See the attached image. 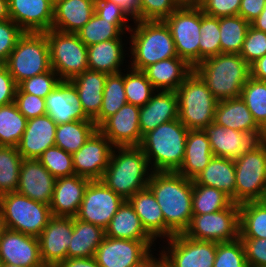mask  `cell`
Returning <instances> with one entry per match:
<instances>
[{
    "mask_svg": "<svg viewBox=\"0 0 266 267\" xmlns=\"http://www.w3.org/2000/svg\"><path fill=\"white\" fill-rule=\"evenodd\" d=\"M148 187L164 217V239L184 233L193 216V180L173 171L152 172Z\"/></svg>",
    "mask_w": 266,
    "mask_h": 267,
    "instance_id": "1",
    "label": "cell"
},
{
    "mask_svg": "<svg viewBox=\"0 0 266 267\" xmlns=\"http://www.w3.org/2000/svg\"><path fill=\"white\" fill-rule=\"evenodd\" d=\"M152 169L139 146L113 147L101 181L124 200L148 186Z\"/></svg>",
    "mask_w": 266,
    "mask_h": 267,
    "instance_id": "2",
    "label": "cell"
},
{
    "mask_svg": "<svg viewBox=\"0 0 266 267\" xmlns=\"http://www.w3.org/2000/svg\"><path fill=\"white\" fill-rule=\"evenodd\" d=\"M128 35L130 68L143 71L158 61L178 57L170 30L164 21H134Z\"/></svg>",
    "mask_w": 266,
    "mask_h": 267,
    "instance_id": "3",
    "label": "cell"
},
{
    "mask_svg": "<svg viewBox=\"0 0 266 267\" xmlns=\"http://www.w3.org/2000/svg\"><path fill=\"white\" fill-rule=\"evenodd\" d=\"M218 100L238 98L250 77V65L239 54L221 53L193 69Z\"/></svg>",
    "mask_w": 266,
    "mask_h": 267,
    "instance_id": "4",
    "label": "cell"
},
{
    "mask_svg": "<svg viewBox=\"0 0 266 267\" xmlns=\"http://www.w3.org/2000/svg\"><path fill=\"white\" fill-rule=\"evenodd\" d=\"M188 131L179 119H175L162 123L143 136L139 147L153 172H176L180 168Z\"/></svg>",
    "mask_w": 266,
    "mask_h": 267,
    "instance_id": "5",
    "label": "cell"
},
{
    "mask_svg": "<svg viewBox=\"0 0 266 267\" xmlns=\"http://www.w3.org/2000/svg\"><path fill=\"white\" fill-rule=\"evenodd\" d=\"M178 119L189 130H203L214 122L218 100L193 70L176 90Z\"/></svg>",
    "mask_w": 266,
    "mask_h": 267,
    "instance_id": "6",
    "label": "cell"
},
{
    "mask_svg": "<svg viewBox=\"0 0 266 267\" xmlns=\"http://www.w3.org/2000/svg\"><path fill=\"white\" fill-rule=\"evenodd\" d=\"M235 164V203L263 200L266 195V140H258Z\"/></svg>",
    "mask_w": 266,
    "mask_h": 267,
    "instance_id": "7",
    "label": "cell"
},
{
    "mask_svg": "<svg viewBox=\"0 0 266 267\" xmlns=\"http://www.w3.org/2000/svg\"><path fill=\"white\" fill-rule=\"evenodd\" d=\"M5 228L38 237L52 217L50 206L18 192L0 196Z\"/></svg>",
    "mask_w": 266,
    "mask_h": 267,
    "instance_id": "8",
    "label": "cell"
},
{
    "mask_svg": "<svg viewBox=\"0 0 266 267\" xmlns=\"http://www.w3.org/2000/svg\"><path fill=\"white\" fill-rule=\"evenodd\" d=\"M5 65L17 85L28 78L49 71L51 65L46 34L24 32Z\"/></svg>",
    "mask_w": 266,
    "mask_h": 267,
    "instance_id": "9",
    "label": "cell"
},
{
    "mask_svg": "<svg viewBox=\"0 0 266 267\" xmlns=\"http://www.w3.org/2000/svg\"><path fill=\"white\" fill-rule=\"evenodd\" d=\"M51 68L61 80H70L88 68L87 46L76 33L55 29L46 32Z\"/></svg>",
    "mask_w": 266,
    "mask_h": 267,
    "instance_id": "10",
    "label": "cell"
},
{
    "mask_svg": "<svg viewBox=\"0 0 266 267\" xmlns=\"http://www.w3.org/2000/svg\"><path fill=\"white\" fill-rule=\"evenodd\" d=\"M163 21L170 30L178 57L194 69L199 64L200 7L179 6Z\"/></svg>",
    "mask_w": 266,
    "mask_h": 267,
    "instance_id": "11",
    "label": "cell"
},
{
    "mask_svg": "<svg viewBox=\"0 0 266 267\" xmlns=\"http://www.w3.org/2000/svg\"><path fill=\"white\" fill-rule=\"evenodd\" d=\"M162 243L165 245L160 244L158 252L164 267H213L217 242L191 239L179 233Z\"/></svg>",
    "mask_w": 266,
    "mask_h": 267,
    "instance_id": "12",
    "label": "cell"
},
{
    "mask_svg": "<svg viewBox=\"0 0 266 267\" xmlns=\"http://www.w3.org/2000/svg\"><path fill=\"white\" fill-rule=\"evenodd\" d=\"M196 240L231 242L239 238V204L206 213L193 215L189 227L183 233Z\"/></svg>",
    "mask_w": 266,
    "mask_h": 267,
    "instance_id": "13",
    "label": "cell"
},
{
    "mask_svg": "<svg viewBox=\"0 0 266 267\" xmlns=\"http://www.w3.org/2000/svg\"><path fill=\"white\" fill-rule=\"evenodd\" d=\"M155 241L105 236L94 257L99 267H135L157 251Z\"/></svg>",
    "mask_w": 266,
    "mask_h": 267,
    "instance_id": "14",
    "label": "cell"
},
{
    "mask_svg": "<svg viewBox=\"0 0 266 267\" xmlns=\"http://www.w3.org/2000/svg\"><path fill=\"white\" fill-rule=\"evenodd\" d=\"M124 201L101 180L90 181L75 218L105 230Z\"/></svg>",
    "mask_w": 266,
    "mask_h": 267,
    "instance_id": "15",
    "label": "cell"
},
{
    "mask_svg": "<svg viewBox=\"0 0 266 267\" xmlns=\"http://www.w3.org/2000/svg\"><path fill=\"white\" fill-rule=\"evenodd\" d=\"M113 147L111 142L97 129L73 154L75 175L91 181L101 180L108 167Z\"/></svg>",
    "mask_w": 266,
    "mask_h": 267,
    "instance_id": "16",
    "label": "cell"
},
{
    "mask_svg": "<svg viewBox=\"0 0 266 267\" xmlns=\"http://www.w3.org/2000/svg\"><path fill=\"white\" fill-rule=\"evenodd\" d=\"M73 234V218L52 216L38 236L40 256L45 267H57L67 259Z\"/></svg>",
    "mask_w": 266,
    "mask_h": 267,
    "instance_id": "17",
    "label": "cell"
},
{
    "mask_svg": "<svg viewBox=\"0 0 266 267\" xmlns=\"http://www.w3.org/2000/svg\"><path fill=\"white\" fill-rule=\"evenodd\" d=\"M139 112V106L127 103L97 129L114 147L140 146Z\"/></svg>",
    "mask_w": 266,
    "mask_h": 267,
    "instance_id": "18",
    "label": "cell"
},
{
    "mask_svg": "<svg viewBox=\"0 0 266 267\" xmlns=\"http://www.w3.org/2000/svg\"><path fill=\"white\" fill-rule=\"evenodd\" d=\"M0 260L24 267H45L38 237L9 229H5L0 238Z\"/></svg>",
    "mask_w": 266,
    "mask_h": 267,
    "instance_id": "19",
    "label": "cell"
},
{
    "mask_svg": "<svg viewBox=\"0 0 266 267\" xmlns=\"http://www.w3.org/2000/svg\"><path fill=\"white\" fill-rule=\"evenodd\" d=\"M10 19L24 32L44 33L52 28L54 5L49 0H8Z\"/></svg>",
    "mask_w": 266,
    "mask_h": 267,
    "instance_id": "20",
    "label": "cell"
},
{
    "mask_svg": "<svg viewBox=\"0 0 266 267\" xmlns=\"http://www.w3.org/2000/svg\"><path fill=\"white\" fill-rule=\"evenodd\" d=\"M56 178L38 159H23L16 192L34 201L50 205Z\"/></svg>",
    "mask_w": 266,
    "mask_h": 267,
    "instance_id": "21",
    "label": "cell"
},
{
    "mask_svg": "<svg viewBox=\"0 0 266 267\" xmlns=\"http://www.w3.org/2000/svg\"><path fill=\"white\" fill-rule=\"evenodd\" d=\"M46 114L56 124L89 119L81 106L79 95L69 80H62L45 98Z\"/></svg>",
    "mask_w": 266,
    "mask_h": 267,
    "instance_id": "22",
    "label": "cell"
},
{
    "mask_svg": "<svg viewBox=\"0 0 266 267\" xmlns=\"http://www.w3.org/2000/svg\"><path fill=\"white\" fill-rule=\"evenodd\" d=\"M214 123L249 134L255 141L262 140L266 133L257 125L252 113L241 97L217 102Z\"/></svg>",
    "mask_w": 266,
    "mask_h": 267,
    "instance_id": "23",
    "label": "cell"
},
{
    "mask_svg": "<svg viewBox=\"0 0 266 267\" xmlns=\"http://www.w3.org/2000/svg\"><path fill=\"white\" fill-rule=\"evenodd\" d=\"M56 122L47 114L27 120L17 150L23 159H37L46 149L55 146Z\"/></svg>",
    "mask_w": 266,
    "mask_h": 267,
    "instance_id": "24",
    "label": "cell"
},
{
    "mask_svg": "<svg viewBox=\"0 0 266 267\" xmlns=\"http://www.w3.org/2000/svg\"><path fill=\"white\" fill-rule=\"evenodd\" d=\"M90 181L78 175L56 178L49 205L52 216L75 218Z\"/></svg>",
    "mask_w": 266,
    "mask_h": 267,
    "instance_id": "25",
    "label": "cell"
},
{
    "mask_svg": "<svg viewBox=\"0 0 266 267\" xmlns=\"http://www.w3.org/2000/svg\"><path fill=\"white\" fill-rule=\"evenodd\" d=\"M178 107L176 91L157 90L151 99L140 107L139 128L142 138L162 123L178 119Z\"/></svg>",
    "mask_w": 266,
    "mask_h": 267,
    "instance_id": "26",
    "label": "cell"
},
{
    "mask_svg": "<svg viewBox=\"0 0 266 267\" xmlns=\"http://www.w3.org/2000/svg\"><path fill=\"white\" fill-rule=\"evenodd\" d=\"M127 44H129V40L124 38L107 40L87 46L88 68L106 74H114L126 70L125 68L129 67V65L126 66L124 64L127 62L125 58H129Z\"/></svg>",
    "mask_w": 266,
    "mask_h": 267,
    "instance_id": "27",
    "label": "cell"
},
{
    "mask_svg": "<svg viewBox=\"0 0 266 267\" xmlns=\"http://www.w3.org/2000/svg\"><path fill=\"white\" fill-rule=\"evenodd\" d=\"M203 132L208 137L215 157L235 160L255 142L247 133L225 128L214 122L207 125Z\"/></svg>",
    "mask_w": 266,
    "mask_h": 267,
    "instance_id": "28",
    "label": "cell"
},
{
    "mask_svg": "<svg viewBox=\"0 0 266 267\" xmlns=\"http://www.w3.org/2000/svg\"><path fill=\"white\" fill-rule=\"evenodd\" d=\"M107 74L87 69L69 81L78 92L85 115L94 120L100 112Z\"/></svg>",
    "mask_w": 266,
    "mask_h": 267,
    "instance_id": "29",
    "label": "cell"
},
{
    "mask_svg": "<svg viewBox=\"0 0 266 267\" xmlns=\"http://www.w3.org/2000/svg\"><path fill=\"white\" fill-rule=\"evenodd\" d=\"M95 13V0H62L54 6L52 29L78 32Z\"/></svg>",
    "mask_w": 266,
    "mask_h": 267,
    "instance_id": "30",
    "label": "cell"
},
{
    "mask_svg": "<svg viewBox=\"0 0 266 267\" xmlns=\"http://www.w3.org/2000/svg\"><path fill=\"white\" fill-rule=\"evenodd\" d=\"M192 71L180 57L158 61L143 70L153 87L163 91H176Z\"/></svg>",
    "mask_w": 266,
    "mask_h": 267,
    "instance_id": "31",
    "label": "cell"
},
{
    "mask_svg": "<svg viewBox=\"0 0 266 267\" xmlns=\"http://www.w3.org/2000/svg\"><path fill=\"white\" fill-rule=\"evenodd\" d=\"M213 158L208 137L203 130H189L182 165L176 171L190 180L200 174Z\"/></svg>",
    "mask_w": 266,
    "mask_h": 267,
    "instance_id": "32",
    "label": "cell"
},
{
    "mask_svg": "<svg viewBox=\"0 0 266 267\" xmlns=\"http://www.w3.org/2000/svg\"><path fill=\"white\" fill-rule=\"evenodd\" d=\"M142 222L144 229L156 240L164 239V217L150 188L139 190L127 200ZM158 238V239H157Z\"/></svg>",
    "mask_w": 266,
    "mask_h": 267,
    "instance_id": "33",
    "label": "cell"
},
{
    "mask_svg": "<svg viewBox=\"0 0 266 267\" xmlns=\"http://www.w3.org/2000/svg\"><path fill=\"white\" fill-rule=\"evenodd\" d=\"M193 183L219 189L235 203L234 160L213 156L205 169L193 179Z\"/></svg>",
    "mask_w": 266,
    "mask_h": 267,
    "instance_id": "34",
    "label": "cell"
},
{
    "mask_svg": "<svg viewBox=\"0 0 266 267\" xmlns=\"http://www.w3.org/2000/svg\"><path fill=\"white\" fill-rule=\"evenodd\" d=\"M129 21L132 20L102 19L94 13L91 19L76 34L86 46L112 39H123L132 28L131 23L129 25Z\"/></svg>",
    "mask_w": 266,
    "mask_h": 267,
    "instance_id": "35",
    "label": "cell"
},
{
    "mask_svg": "<svg viewBox=\"0 0 266 267\" xmlns=\"http://www.w3.org/2000/svg\"><path fill=\"white\" fill-rule=\"evenodd\" d=\"M105 236L130 240H155L143 227L130 203L125 200L112 217Z\"/></svg>",
    "mask_w": 266,
    "mask_h": 267,
    "instance_id": "36",
    "label": "cell"
},
{
    "mask_svg": "<svg viewBox=\"0 0 266 267\" xmlns=\"http://www.w3.org/2000/svg\"><path fill=\"white\" fill-rule=\"evenodd\" d=\"M105 237L102 227L73 218V234L67 249V258H90Z\"/></svg>",
    "mask_w": 266,
    "mask_h": 267,
    "instance_id": "37",
    "label": "cell"
},
{
    "mask_svg": "<svg viewBox=\"0 0 266 267\" xmlns=\"http://www.w3.org/2000/svg\"><path fill=\"white\" fill-rule=\"evenodd\" d=\"M97 130L93 120H78L56 126L55 146L70 154L77 152Z\"/></svg>",
    "mask_w": 266,
    "mask_h": 267,
    "instance_id": "38",
    "label": "cell"
},
{
    "mask_svg": "<svg viewBox=\"0 0 266 267\" xmlns=\"http://www.w3.org/2000/svg\"><path fill=\"white\" fill-rule=\"evenodd\" d=\"M239 238L266 239V202L264 200L239 204Z\"/></svg>",
    "mask_w": 266,
    "mask_h": 267,
    "instance_id": "39",
    "label": "cell"
},
{
    "mask_svg": "<svg viewBox=\"0 0 266 267\" xmlns=\"http://www.w3.org/2000/svg\"><path fill=\"white\" fill-rule=\"evenodd\" d=\"M124 72L107 74L102 106L99 115L93 120L98 128L107 118L114 115L123 105L127 104L124 89Z\"/></svg>",
    "mask_w": 266,
    "mask_h": 267,
    "instance_id": "40",
    "label": "cell"
},
{
    "mask_svg": "<svg viewBox=\"0 0 266 267\" xmlns=\"http://www.w3.org/2000/svg\"><path fill=\"white\" fill-rule=\"evenodd\" d=\"M27 120L14 102L0 106V146L17 147L25 131Z\"/></svg>",
    "mask_w": 266,
    "mask_h": 267,
    "instance_id": "41",
    "label": "cell"
},
{
    "mask_svg": "<svg viewBox=\"0 0 266 267\" xmlns=\"http://www.w3.org/2000/svg\"><path fill=\"white\" fill-rule=\"evenodd\" d=\"M250 23L240 15L219 18L221 53L239 54Z\"/></svg>",
    "mask_w": 266,
    "mask_h": 267,
    "instance_id": "42",
    "label": "cell"
},
{
    "mask_svg": "<svg viewBox=\"0 0 266 267\" xmlns=\"http://www.w3.org/2000/svg\"><path fill=\"white\" fill-rule=\"evenodd\" d=\"M233 203L232 199L221 190L193 183V215H202L220 211L230 207Z\"/></svg>",
    "mask_w": 266,
    "mask_h": 267,
    "instance_id": "43",
    "label": "cell"
},
{
    "mask_svg": "<svg viewBox=\"0 0 266 267\" xmlns=\"http://www.w3.org/2000/svg\"><path fill=\"white\" fill-rule=\"evenodd\" d=\"M23 157L13 146H0V196L16 192Z\"/></svg>",
    "mask_w": 266,
    "mask_h": 267,
    "instance_id": "44",
    "label": "cell"
},
{
    "mask_svg": "<svg viewBox=\"0 0 266 267\" xmlns=\"http://www.w3.org/2000/svg\"><path fill=\"white\" fill-rule=\"evenodd\" d=\"M240 97L257 125L266 133V81L250 76L243 86Z\"/></svg>",
    "mask_w": 266,
    "mask_h": 267,
    "instance_id": "45",
    "label": "cell"
},
{
    "mask_svg": "<svg viewBox=\"0 0 266 267\" xmlns=\"http://www.w3.org/2000/svg\"><path fill=\"white\" fill-rule=\"evenodd\" d=\"M124 89L128 104L144 106L157 91L143 71L126 68Z\"/></svg>",
    "mask_w": 266,
    "mask_h": 267,
    "instance_id": "46",
    "label": "cell"
},
{
    "mask_svg": "<svg viewBox=\"0 0 266 267\" xmlns=\"http://www.w3.org/2000/svg\"><path fill=\"white\" fill-rule=\"evenodd\" d=\"M199 64L210 57L221 54L219 18L203 13L200 7Z\"/></svg>",
    "mask_w": 266,
    "mask_h": 267,
    "instance_id": "47",
    "label": "cell"
},
{
    "mask_svg": "<svg viewBox=\"0 0 266 267\" xmlns=\"http://www.w3.org/2000/svg\"><path fill=\"white\" fill-rule=\"evenodd\" d=\"M37 159L55 178L75 175L73 155L60 147L46 149Z\"/></svg>",
    "mask_w": 266,
    "mask_h": 267,
    "instance_id": "48",
    "label": "cell"
},
{
    "mask_svg": "<svg viewBox=\"0 0 266 267\" xmlns=\"http://www.w3.org/2000/svg\"><path fill=\"white\" fill-rule=\"evenodd\" d=\"M213 267H248L242 241L217 242Z\"/></svg>",
    "mask_w": 266,
    "mask_h": 267,
    "instance_id": "49",
    "label": "cell"
},
{
    "mask_svg": "<svg viewBox=\"0 0 266 267\" xmlns=\"http://www.w3.org/2000/svg\"><path fill=\"white\" fill-rule=\"evenodd\" d=\"M61 81L57 73L51 68L45 73L20 82L17 85V89L20 92L29 93L45 99Z\"/></svg>",
    "mask_w": 266,
    "mask_h": 267,
    "instance_id": "50",
    "label": "cell"
},
{
    "mask_svg": "<svg viewBox=\"0 0 266 267\" xmlns=\"http://www.w3.org/2000/svg\"><path fill=\"white\" fill-rule=\"evenodd\" d=\"M266 54V33L249 26L239 55L251 65Z\"/></svg>",
    "mask_w": 266,
    "mask_h": 267,
    "instance_id": "51",
    "label": "cell"
},
{
    "mask_svg": "<svg viewBox=\"0 0 266 267\" xmlns=\"http://www.w3.org/2000/svg\"><path fill=\"white\" fill-rule=\"evenodd\" d=\"M179 6L176 0H140V21H163Z\"/></svg>",
    "mask_w": 266,
    "mask_h": 267,
    "instance_id": "52",
    "label": "cell"
},
{
    "mask_svg": "<svg viewBox=\"0 0 266 267\" xmlns=\"http://www.w3.org/2000/svg\"><path fill=\"white\" fill-rule=\"evenodd\" d=\"M24 31L11 19L0 21V64H5Z\"/></svg>",
    "mask_w": 266,
    "mask_h": 267,
    "instance_id": "53",
    "label": "cell"
},
{
    "mask_svg": "<svg viewBox=\"0 0 266 267\" xmlns=\"http://www.w3.org/2000/svg\"><path fill=\"white\" fill-rule=\"evenodd\" d=\"M18 110L27 118H35L46 114L45 99L16 90L14 99Z\"/></svg>",
    "mask_w": 266,
    "mask_h": 267,
    "instance_id": "54",
    "label": "cell"
},
{
    "mask_svg": "<svg viewBox=\"0 0 266 267\" xmlns=\"http://www.w3.org/2000/svg\"><path fill=\"white\" fill-rule=\"evenodd\" d=\"M248 267H266V239L240 238Z\"/></svg>",
    "mask_w": 266,
    "mask_h": 267,
    "instance_id": "55",
    "label": "cell"
},
{
    "mask_svg": "<svg viewBox=\"0 0 266 267\" xmlns=\"http://www.w3.org/2000/svg\"><path fill=\"white\" fill-rule=\"evenodd\" d=\"M241 0H207L201 9L211 17H227L239 14Z\"/></svg>",
    "mask_w": 266,
    "mask_h": 267,
    "instance_id": "56",
    "label": "cell"
},
{
    "mask_svg": "<svg viewBox=\"0 0 266 267\" xmlns=\"http://www.w3.org/2000/svg\"><path fill=\"white\" fill-rule=\"evenodd\" d=\"M17 84L5 64H0V106L14 102Z\"/></svg>",
    "mask_w": 266,
    "mask_h": 267,
    "instance_id": "57",
    "label": "cell"
},
{
    "mask_svg": "<svg viewBox=\"0 0 266 267\" xmlns=\"http://www.w3.org/2000/svg\"><path fill=\"white\" fill-rule=\"evenodd\" d=\"M95 13L107 20H131L120 6L108 0H95Z\"/></svg>",
    "mask_w": 266,
    "mask_h": 267,
    "instance_id": "58",
    "label": "cell"
},
{
    "mask_svg": "<svg viewBox=\"0 0 266 267\" xmlns=\"http://www.w3.org/2000/svg\"><path fill=\"white\" fill-rule=\"evenodd\" d=\"M265 4L266 0H241L238 15L251 23L261 14Z\"/></svg>",
    "mask_w": 266,
    "mask_h": 267,
    "instance_id": "59",
    "label": "cell"
},
{
    "mask_svg": "<svg viewBox=\"0 0 266 267\" xmlns=\"http://www.w3.org/2000/svg\"><path fill=\"white\" fill-rule=\"evenodd\" d=\"M120 6L127 16L134 21H140V0H108Z\"/></svg>",
    "mask_w": 266,
    "mask_h": 267,
    "instance_id": "60",
    "label": "cell"
},
{
    "mask_svg": "<svg viewBox=\"0 0 266 267\" xmlns=\"http://www.w3.org/2000/svg\"><path fill=\"white\" fill-rule=\"evenodd\" d=\"M57 267H99L95 257L90 258H67L62 261Z\"/></svg>",
    "mask_w": 266,
    "mask_h": 267,
    "instance_id": "61",
    "label": "cell"
},
{
    "mask_svg": "<svg viewBox=\"0 0 266 267\" xmlns=\"http://www.w3.org/2000/svg\"><path fill=\"white\" fill-rule=\"evenodd\" d=\"M250 76L266 81V54L250 65Z\"/></svg>",
    "mask_w": 266,
    "mask_h": 267,
    "instance_id": "62",
    "label": "cell"
},
{
    "mask_svg": "<svg viewBox=\"0 0 266 267\" xmlns=\"http://www.w3.org/2000/svg\"><path fill=\"white\" fill-rule=\"evenodd\" d=\"M153 252L146 260H144L141 264L135 267H164L163 258L161 253ZM154 254V255H153Z\"/></svg>",
    "mask_w": 266,
    "mask_h": 267,
    "instance_id": "63",
    "label": "cell"
},
{
    "mask_svg": "<svg viewBox=\"0 0 266 267\" xmlns=\"http://www.w3.org/2000/svg\"><path fill=\"white\" fill-rule=\"evenodd\" d=\"M252 27L266 33V4L261 14L250 23Z\"/></svg>",
    "mask_w": 266,
    "mask_h": 267,
    "instance_id": "64",
    "label": "cell"
},
{
    "mask_svg": "<svg viewBox=\"0 0 266 267\" xmlns=\"http://www.w3.org/2000/svg\"><path fill=\"white\" fill-rule=\"evenodd\" d=\"M9 5L8 0H0V21L9 20Z\"/></svg>",
    "mask_w": 266,
    "mask_h": 267,
    "instance_id": "65",
    "label": "cell"
},
{
    "mask_svg": "<svg viewBox=\"0 0 266 267\" xmlns=\"http://www.w3.org/2000/svg\"><path fill=\"white\" fill-rule=\"evenodd\" d=\"M5 229L6 228H5V224H4L3 212H2V208L0 206V238H1L2 233Z\"/></svg>",
    "mask_w": 266,
    "mask_h": 267,
    "instance_id": "66",
    "label": "cell"
},
{
    "mask_svg": "<svg viewBox=\"0 0 266 267\" xmlns=\"http://www.w3.org/2000/svg\"><path fill=\"white\" fill-rule=\"evenodd\" d=\"M180 6L192 5L196 6V0H176Z\"/></svg>",
    "mask_w": 266,
    "mask_h": 267,
    "instance_id": "67",
    "label": "cell"
},
{
    "mask_svg": "<svg viewBox=\"0 0 266 267\" xmlns=\"http://www.w3.org/2000/svg\"><path fill=\"white\" fill-rule=\"evenodd\" d=\"M1 267H24V266L16 265V264H10V263H1Z\"/></svg>",
    "mask_w": 266,
    "mask_h": 267,
    "instance_id": "68",
    "label": "cell"
},
{
    "mask_svg": "<svg viewBox=\"0 0 266 267\" xmlns=\"http://www.w3.org/2000/svg\"><path fill=\"white\" fill-rule=\"evenodd\" d=\"M207 0H196V7H201Z\"/></svg>",
    "mask_w": 266,
    "mask_h": 267,
    "instance_id": "69",
    "label": "cell"
},
{
    "mask_svg": "<svg viewBox=\"0 0 266 267\" xmlns=\"http://www.w3.org/2000/svg\"><path fill=\"white\" fill-rule=\"evenodd\" d=\"M54 6L59 2V1H62V0H49Z\"/></svg>",
    "mask_w": 266,
    "mask_h": 267,
    "instance_id": "70",
    "label": "cell"
}]
</instances>
